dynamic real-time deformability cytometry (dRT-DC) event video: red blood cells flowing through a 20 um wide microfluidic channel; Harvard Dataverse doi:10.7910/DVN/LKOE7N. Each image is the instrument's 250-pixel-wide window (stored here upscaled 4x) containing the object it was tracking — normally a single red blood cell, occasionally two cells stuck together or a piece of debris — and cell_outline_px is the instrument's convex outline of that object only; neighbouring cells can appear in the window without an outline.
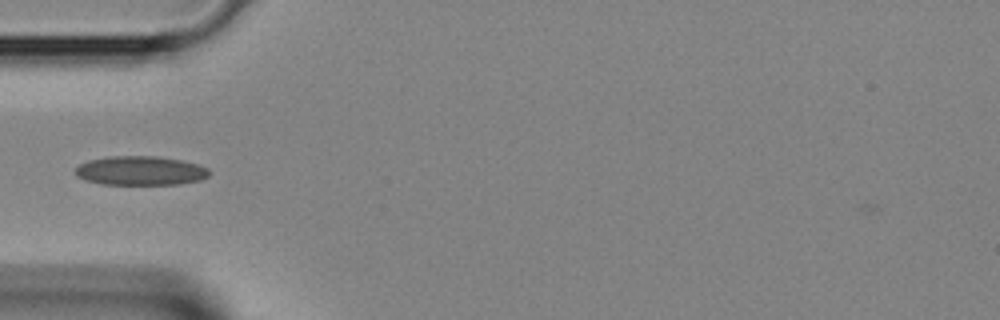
{"species": "Egyptian fruit bat (a non-hibernating species)", "species_latin": "Rousettus aegyptiacus", "temperature_condition": "room temperature", "stored_images_in_passage": 4, "camera_frame_rate_fps": 3000, "um_per_image_px": 0.085, "animal": {"sex": "female"}, "frame": {"image": 1, "passage_image": 4, "time_ms": 1.0, "image_size_px": [1000, 320], "cell_outline_px": [[208, 176], [200, 180], [176, 184], [104, 184], [84, 180], [76, 176], [76, 168], [80, 164], [88, 160], [112, 156], [160, 156], [184, 160], [208, 168]], "centroid_in_image_um": [11.93, 14.5], "position_along_channel_um": 73.1, "area_um2": 22.66}}